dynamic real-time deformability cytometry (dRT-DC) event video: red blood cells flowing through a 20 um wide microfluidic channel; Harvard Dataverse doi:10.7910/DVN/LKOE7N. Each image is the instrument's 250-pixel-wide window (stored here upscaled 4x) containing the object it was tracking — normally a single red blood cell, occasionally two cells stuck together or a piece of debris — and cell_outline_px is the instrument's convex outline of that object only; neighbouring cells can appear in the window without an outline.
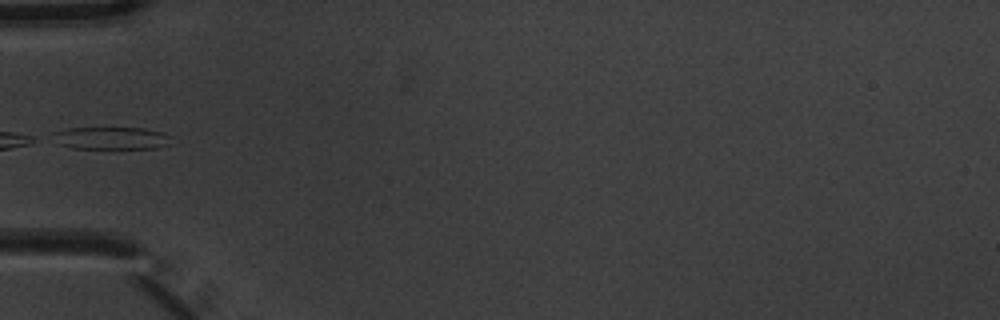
{"species": "common noctule bat (a hibernating species)", "species_latin": "Nyctalus noctula", "temperature_condition": "warm", "stored_images_in_passage": 4, "segment_of_instrument_passage": [2, 2], "camera_frame_rate_fps": 3000, "um_per_image_px": 0.085, "animal": {"sex": "male", "body_mass_g": 20.1, "forearm_length_mm": 53.5}, "frame": {"image": 1, "passage_image": 4, "time_ms": 1.0, "image_size_px": [1000, 320], "cell_outline_px": [[172, 136], [168, 144], [156, 148], [72, 148], [60, 144], [52, 132], [68, 128], [144, 128], [164, 132]], "centroid_in_image_um": [9.51, 11.73], "position_along_channel_um": 75.5, "area_um2": 15.32}}